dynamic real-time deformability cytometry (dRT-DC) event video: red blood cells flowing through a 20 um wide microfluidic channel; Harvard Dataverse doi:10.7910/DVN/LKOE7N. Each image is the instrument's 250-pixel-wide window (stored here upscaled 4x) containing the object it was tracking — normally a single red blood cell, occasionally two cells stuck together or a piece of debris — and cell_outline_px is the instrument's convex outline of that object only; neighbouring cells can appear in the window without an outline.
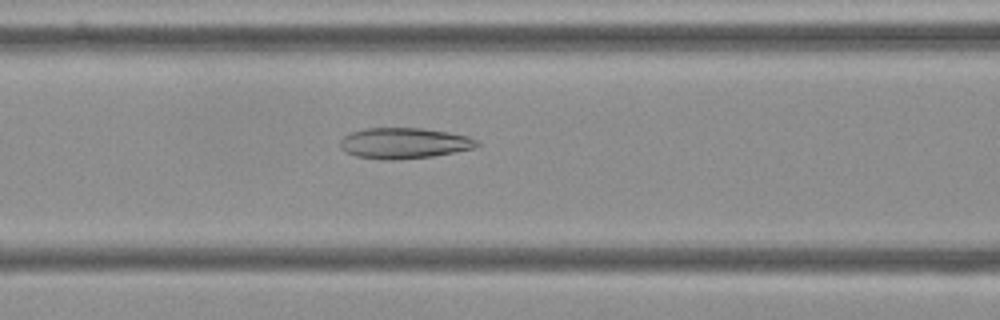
{"species": "Egyptian fruit bat (a non-hibernating species)", "species_latin": "Rousettus aegyptiacus", "temperature_condition": "cold", "stored_images_in_passage": 55, "camera_frame_rate_fps": 3000, "um_per_image_px": 0.085, "frame": {"image": 1, "passage_image": 22, "time_ms": 7.0, "image_size_px": [1000, 320], "cell_outline_px": [[480, 144], [472, 148], [432, 156], [392, 160], [388, 160], [356, 156], [340, 148], [340, 140], [348, 132], [364, 128], [420, 128], [448, 132], [468, 136], [476, 140]], "centroid_in_image_um": [34.3, 12.15], "position_along_channel_um": 132.3, "area_um2": 24.33}}
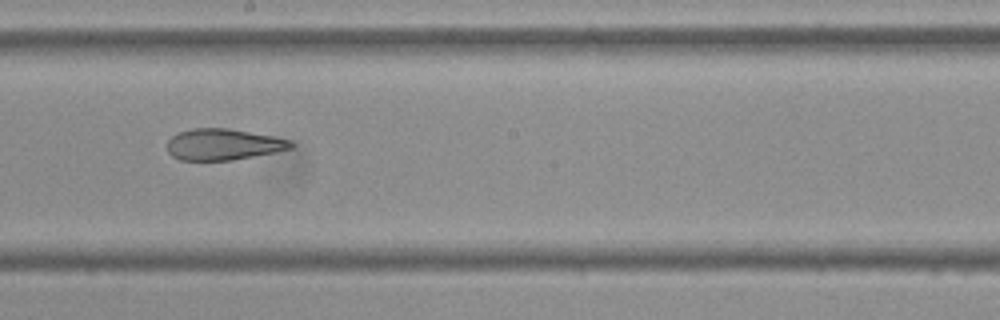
{"frame": {"image": 2, "passage_image": 30, "time_ms": 9.667, "image_size_px": [1000, 320], "cell_outline_px": [[296, 144], [292, 148], [232, 160], [180, 160], [172, 156], [168, 152], [168, 140], [172, 136], [180, 132], [192, 128], [228, 128], [272, 136], [292, 140]], "centroid_in_image_um": [18.97, 12.27], "position_along_channel_um": 229.2, "area_um2": 22.37}}
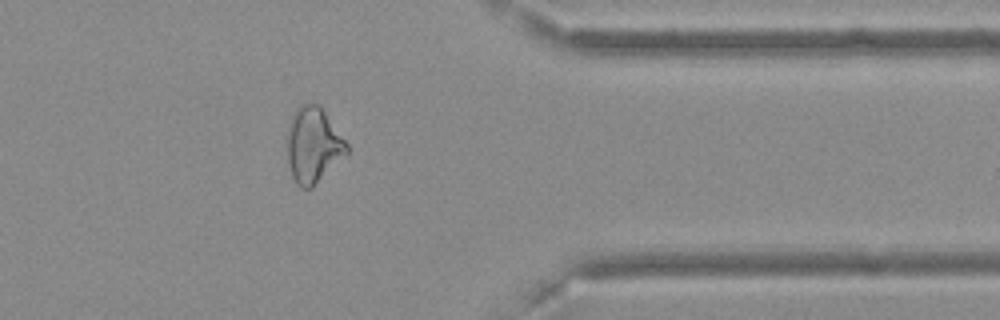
{"frame": {"image": 3, "passage_image": 44, "time_ms": 14.333, "image_size_px": [1000, 320], "cell_outline_px": [[348, 152], [312, 188], [300, 188], [296, 184], [292, 176], [288, 164], [288, 124], [296, 108], [300, 104], [320, 104], [348, 144]], "centroid_in_image_um": [26.62, 12.33], "position_along_channel_um": 384.8, "area_um2": 26.13}, "authors_computed_cell_mechanics": {"area_um2": 27.5128, "velocity_mm_per_s": 3.6396, "shape_relaxation_time_tau1_ms": null, "shape_relaxation_time_tau2_ms": 1.922, "deformation_change_tau1": null, "deformation_change_tau2": 0.0921}}